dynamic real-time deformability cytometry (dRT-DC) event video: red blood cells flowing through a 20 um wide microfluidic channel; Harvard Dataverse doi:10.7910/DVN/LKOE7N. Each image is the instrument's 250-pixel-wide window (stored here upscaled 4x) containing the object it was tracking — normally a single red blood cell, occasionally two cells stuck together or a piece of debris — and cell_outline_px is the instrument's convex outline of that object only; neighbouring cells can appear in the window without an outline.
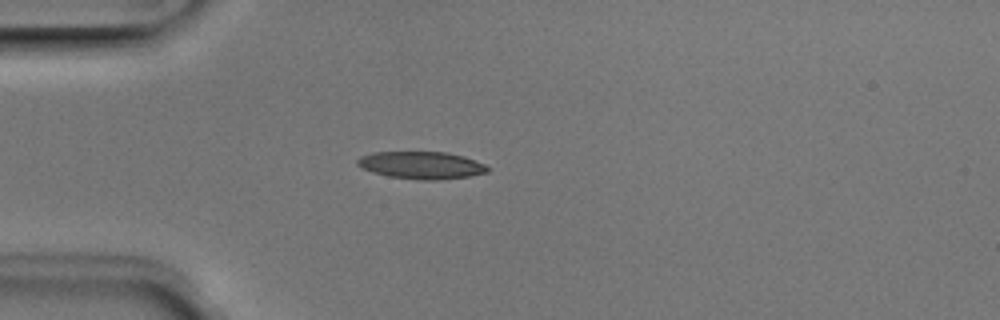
{"species": "Egyptian fruit bat (a non-hibernating species)", "species_latin": "Rousettus aegyptiacus", "temperature_condition": "room temperature", "stored_images_in_passage": 4, "camera_frame_rate_fps": 3000, "um_per_image_px": 0.085, "animal": {"sex": "male"}, "frame": {"image": 1, "passage_image": 3, "time_ms": 0.667, "image_size_px": [1000, 320], "cell_outline_px": [[488, 172], [468, 176], [436, 180], [420, 180], [388, 176], [372, 172], [356, 164], [356, 160], [360, 156], [372, 152], [444, 152], [464, 156], [476, 160], [484, 164], [488, 168]], "centroid_in_image_um": [35.8, 14.04], "position_along_channel_um": 49.2, "area_um2": 20.69}}